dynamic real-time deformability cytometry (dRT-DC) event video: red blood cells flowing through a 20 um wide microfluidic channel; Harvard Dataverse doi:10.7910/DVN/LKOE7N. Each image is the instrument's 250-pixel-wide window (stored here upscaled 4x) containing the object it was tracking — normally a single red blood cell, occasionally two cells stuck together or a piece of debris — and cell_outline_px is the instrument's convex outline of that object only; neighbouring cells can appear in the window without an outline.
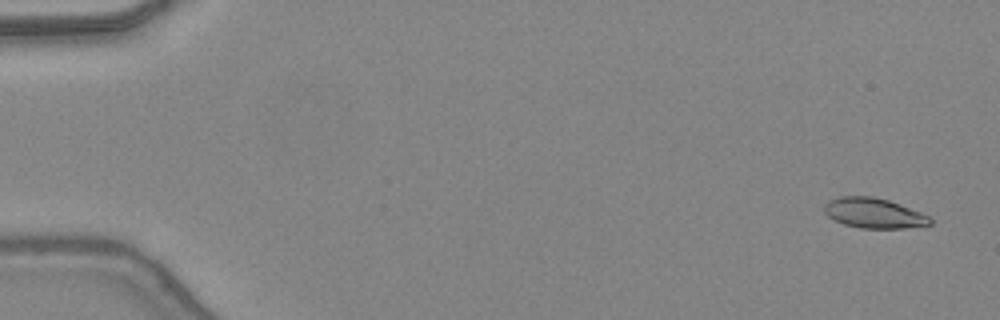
{"species": "common noctule bat (a hibernating species)", "species_latin": "Nyctalus noctula", "temperature_condition": "warm", "stored_images_in_passage": 48, "camera_frame_rate_fps": 3000, "um_per_image_px": 0.085, "animal": {"sex": "female", "body_mass_g": 24.6, "forearm_length_mm": 56.2}, "frame": {"image": 1, "passage_image": 3, "time_ms": 0.667, "image_size_px": [1000, 320], "cell_outline_px": [[932, 224], [904, 228], [860, 228], [844, 224], [828, 216], [824, 212], [824, 204], [828, 200], [840, 196], [872, 196], [888, 200], [900, 204], [920, 212], [928, 216], [932, 220]], "centroid_in_image_um": [74.26, 18.1], "position_along_channel_um": 10.7, "area_um2": 18.5}}
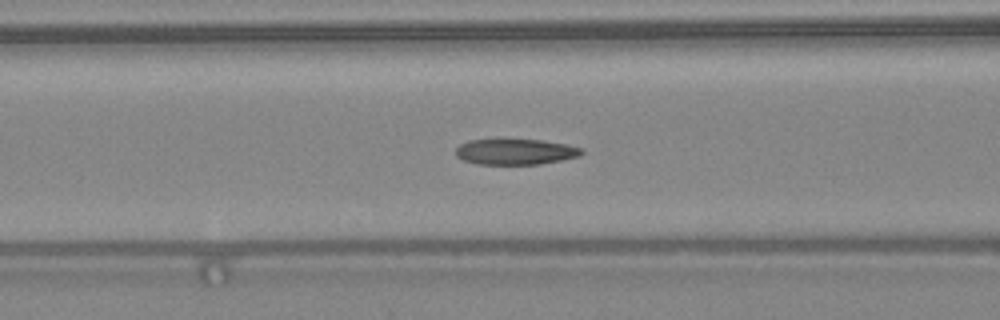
{"frame": {"image": 2, "passage_image": 21, "time_ms": 6.667, "image_size_px": [1000, 320], "cell_outline_px": [[584, 152], [580, 156], [540, 164], [476, 164], [464, 160], [456, 156], [456, 148], [460, 144], [468, 140], [540, 140], [568, 144], [584, 148]], "centroid_in_image_um": [43.84, 12.9], "position_along_channel_um": 122.8, "area_um2": 18.84}}
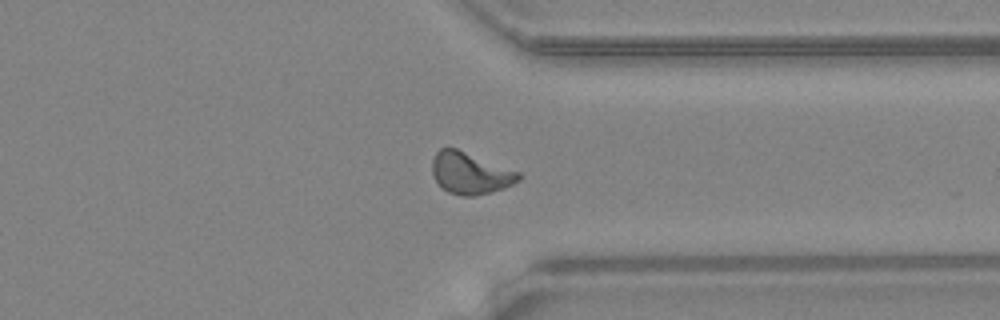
{"frame": {"image": 3, "passage_image": 38, "time_ms": 12.333, "image_size_px": [1000, 320], "cell_outline_px": [[520, 180], [504, 188], [492, 192], [472, 196], [460, 196], [448, 192], [436, 180], [432, 172], [432, 160], [436, 152], [440, 148], [456, 148], [520, 172]], "centroid_in_image_um": [39.97, 14.72], "position_along_channel_um": 371.4, "area_um2": 20.87}, "authors_computed_cell_mechanics": {"area_um2": 19.5364, "velocity_mm_per_s": 4.4101, "shape_relaxation_time_tau1_ms": 5.0248, "shape_relaxation_time_tau2_ms": 1.7808, "deformation_change_tau1": 0.1932, "deformation_change_tau2": 0.0823}}